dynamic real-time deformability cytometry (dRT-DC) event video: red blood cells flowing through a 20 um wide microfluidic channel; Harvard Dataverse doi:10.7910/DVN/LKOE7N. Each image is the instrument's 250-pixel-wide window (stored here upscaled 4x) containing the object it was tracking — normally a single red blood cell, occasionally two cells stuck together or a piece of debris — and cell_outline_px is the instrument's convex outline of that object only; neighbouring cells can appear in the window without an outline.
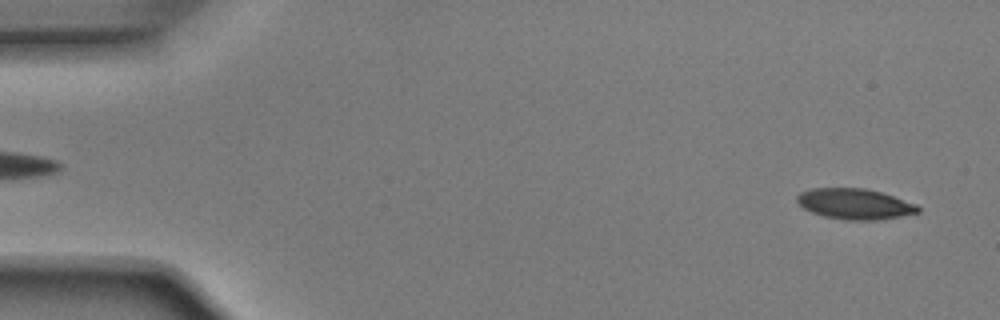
{"species": "Egyptian fruit bat (a non-hibernating species)", "species_latin": "Rousettus aegyptiacus", "temperature_condition": "room temperature", "stored_images_in_passage": 51, "camera_frame_rate_fps": 3000, "um_per_image_px": 0.085, "animal": {"sex": "male"}, "frame": {"image": 1, "passage_image": 2, "time_ms": 0.333, "image_size_px": [1000, 320], "cell_outline_px": [[920, 212], [900, 216], [876, 220], [848, 220], [824, 216], [812, 212], [804, 208], [796, 200], [796, 196], [800, 192], [812, 188], [864, 188], [880, 192], [916, 204], [920, 208]], "centroid_in_image_um": [72.64, 17.33], "position_along_channel_um": 12.4, "area_um2": 21.39}}
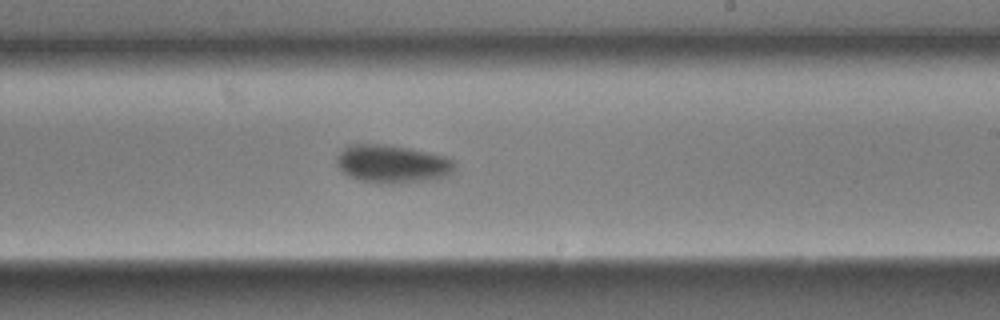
{"frame": {"image": 2, "passage_image": 30, "time_ms": 9.667, "image_size_px": [1000, 320], "cell_outline_px": [[456, 168], [448, 176], [424, 180], [392, 184], [380, 184], [360, 180], [348, 176], [336, 164], [336, 156], [340, 148], [348, 144], [388, 144], [412, 148], [448, 156], [456, 160]], "centroid_in_image_um": [33.35, 13.91], "position_along_channel_um": 255.7, "area_um2": 26.88}}
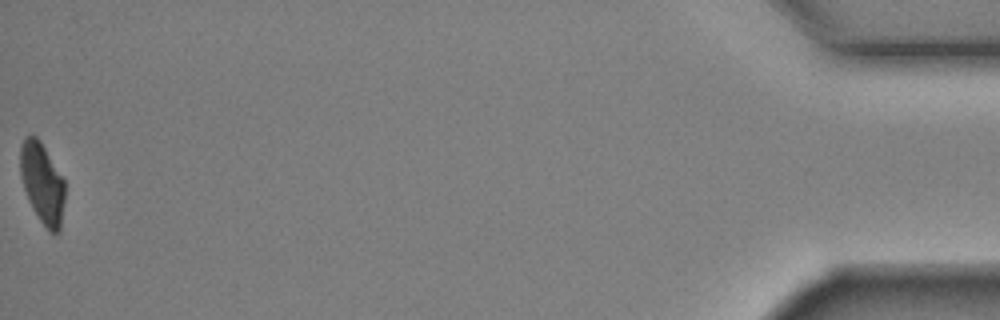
{"frame": {"image": 3, "passage_image": 51, "time_ms": 16.667, "image_size_px": [1000, 320], "cell_outline_px": [[64, 200], [60, 232], [48, 232], [32, 208], [28, 200], [20, 176], [20, 148], [24, 136], [36, 136], [40, 140], [64, 180]], "centroid_in_image_um": [3.58, 15.57], "position_along_channel_um": 431.6, "area_um2": 20.92}, "authors_computed_cell_mechanics": {"area_um2": 24.276, "velocity_mm_per_s": 3.9038, "shape_relaxation_time_tau1_ms": 2.6916, "shape_relaxation_time_tau2_ms": 7.4331, "deformation_change_tau1": 0.1411, "deformation_change_tau2": 0.0926}}